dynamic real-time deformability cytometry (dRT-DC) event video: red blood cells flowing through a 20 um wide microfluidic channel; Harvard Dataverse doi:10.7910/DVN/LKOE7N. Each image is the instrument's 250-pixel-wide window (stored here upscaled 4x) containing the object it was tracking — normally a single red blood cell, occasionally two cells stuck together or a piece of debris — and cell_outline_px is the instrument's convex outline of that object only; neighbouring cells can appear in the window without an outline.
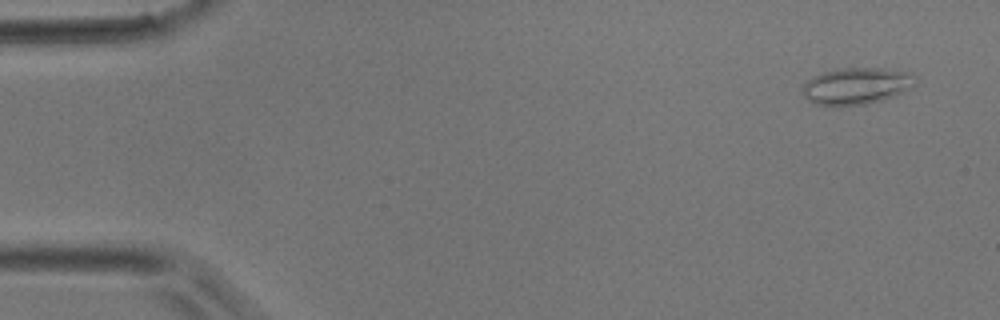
{"species": "common noctule bat (a hibernating species)", "species_latin": "Nyctalus noctula", "temperature_condition": "room temperature", "stored_images_in_passage": 4, "camera_frame_rate_fps": 3000, "um_per_image_px": 0.085, "animal": {"sex": "male", "body_mass_g": 17.9}, "frame": {"image": 1, "passage_image": 1, "time_ms": 0.0, "image_size_px": [1000, 320], "cell_outline_px": [[916, 84], [892, 96], [880, 100], [864, 104], [816, 104], [808, 100], [804, 96], [800, 88], [812, 76], [824, 72], [840, 68], [880, 68], [908, 72], [916, 76]], "centroid_in_image_um": [72.77, 7.28], "position_along_channel_um": 12.2, "area_um2": 23.64}}
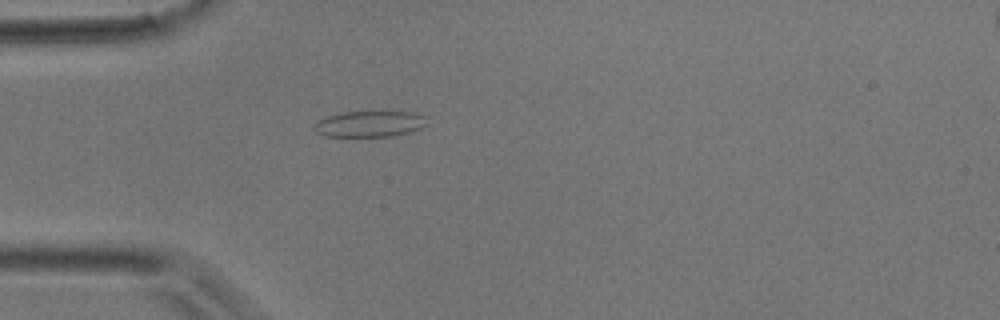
{"frame": {"image": 2, "passage_image": 4, "time_ms": 1.0, "image_size_px": [1000, 320], "cell_outline_px": [[428, 124], [424, 128], [392, 136], [324, 136], [316, 132], [312, 128], [316, 120], [328, 116], [344, 112], [412, 112], [428, 116]], "centroid_in_image_um": [31.45, 10.53], "position_along_channel_um": 53.5, "area_um2": 17.28}}